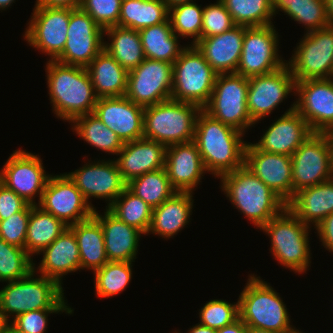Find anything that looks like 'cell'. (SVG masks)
I'll return each mask as SVG.
<instances>
[{"instance_id": "6da1fadb", "label": "cell", "mask_w": 333, "mask_h": 333, "mask_svg": "<svg viewBox=\"0 0 333 333\" xmlns=\"http://www.w3.org/2000/svg\"><path fill=\"white\" fill-rule=\"evenodd\" d=\"M245 134L214 119L203 109L199 112L193 142L198 147L205 170L218 179L244 166Z\"/></svg>"}, {"instance_id": "7a4b0ae2", "label": "cell", "mask_w": 333, "mask_h": 333, "mask_svg": "<svg viewBox=\"0 0 333 333\" xmlns=\"http://www.w3.org/2000/svg\"><path fill=\"white\" fill-rule=\"evenodd\" d=\"M45 69L52 111L58 119L71 123L94 112L98 98L87 68L49 60Z\"/></svg>"}, {"instance_id": "3957f363", "label": "cell", "mask_w": 333, "mask_h": 333, "mask_svg": "<svg viewBox=\"0 0 333 333\" xmlns=\"http://www.w3.org/2000/svg\"><path fill=\"white\" fill-rule=\"evenodd\" d=\"M222 192L233 207L261 229L287 204L245 165L220 177Z\"/></svg>"}, {"instance_id": "277c9868", "label": "cell", "mask_w": 333, "mask_h": 333, "mask_svg": "<svg viewBox=\"0 0 333 333\" xmlns=\"http://www.w3.org/2000/svg\"><path fill=\"white\" fill-rule=\"evenodd\" d=\"M6 283L0 289V310L9 320L32 310H74L65 300L63 287L51 278L36 276L34 270Z\"/></svg>"}, {"instance_id": "5b68a950", "label": "cell", "mask_w": 333, "mask_h": 333, "mask_svg": "<svg viewBox=\"0 0 333 333\" xmlns=\"http://www.w3.org/2000/svg\"><path fill=\"white\" fill-rule=\"evenodd\" d=\"M248 277L238 297L239 318L244 324L277 333H296L298 329L290 324V314L280 294L260 276Z\"/></svg>"}, {"instance_id": "8992f818", "label": "cell", "mask_w": 333, "mask_h": 333, "mask_svg": "<svg viewBox=\"0 0 333 333\" xmlns=\"http://www.w3.org/2000/svg\"><path fill=\"white\" fill-rule=\"evenodd\" d=\"M310 228L286 206L260 230L271 239L270 252L278 263L304 274L311 263Z\"/></svg>"}, {"instance_id": "52a82bcc", "label": "cell", "mask_w": 333, "mask_h": 333, "mask_svg": "<svg viewBox=\"0 0 333 333\" xmlns=\"http://www.w3.org/2000/svg\"><path fill=\"white\" fill-rule=\"evenodd\" d=\"M202 109L191 103L167 100L144 108V138L165 147L194 140L196 119Z\"/></svg>"}, {"instance_id": "ba28073f", "label": "cell", "mask_w": 333, "mask_h": 333, "mask_svg": "<svg viewBox=\"0 0 333 333\" xmlns=\"http://www.w3.org/2000/svg\"><path fill=\"white\" fill-rule=\"evenodd\" d=\"M188 45L173 63L171 99L203 109L210 100L217 73L195 45Z\"/></svg>"}, {"instance_id": "9c48e42d", "label": "cell", "mask_w": 333, "mask_h": 333, "mask_svg": "<svg viewBox=\"0 0 333 333\" xmlns=\"http://www.w3.org/2000/svg\"><path fill=\"white\" fill-rule=\"evenodd\" d=\"M248 78L236 73L217 74L210 100L203 110L243 133L253 127L247 109Z\"/></svg>"}, {"instance_id": "30bf717a", "label": "cell", "mask_w": 333, "mask_h": 333, "mask_svg": "<svg viewBox=\"0 0 333 333\" xmlns=\"http://www.w3.org/2000/svg\"><path fill=\"white\" fill-rule=\"evenodd\" d=\"M286 63L295 82L333 78V25L304 33Z\"/></svg>"}, {"instance_id": "8fae6325", "label": "cell", "mask_w": 333, "mask_h": 333, "mask_svg": "<svg viewBox=\"0 0 333 333\" xmlns=\"http://www.w3.org/2000/svg\"><path fill=\"white\" fill-rule=\"evenodd\" d=\"M278 34L274 24L245 27L236 74L249 78L268 74L283 67L287 60L279 56Z\"/></svg>"}, {"instance_id": "7c38bea8", "label": "cell", "mask_w": 333, "mask_h": 333, "mask_svg": "<svg viewBox=\"0 0 333 333\" xmlns=\"http://www.w3.org/2000/svg\"><path fill=\"white\" fill-rule=\"evenodd\" d=\"M67 37L61 64L86 68L104 49V30L81 7L70 9Z\"/></svg>"}, {"instance_id": "4fadbf2b", "label": "cell", "mask_w": 333, "mask_h": 333, "mask_svg": "<svg viewBox=\"0 0 333 333\" xmlns=\"http://www.w3.org/2000/svg\"><path fill=\"white\" fill-rule=\"evenodd\" d=\"M3 166L0 170V182L28 204L38 205L51 176L46 174L40 156L18 149ZM36 197H39L38 202Z\"/></svg>"}, {"instance_id": "5bb4252c", "label": "cell", "mask_w": 333, "mask_h": 333, "mask_svg": "<svg viewBox=\"0 0 333 333\" xmlns=\"http://www.w3.org/2000/svg\"><path fill=\"white\" fill-rule=\"evenodd\" d=\"M173 64L145 59L128 72L126 97L148 107L171 99Z\"/></svg>"}, {"instance_id": "9a60e30c", "label": "cell", "mask_w": 333, "mask_h": 333, "mask_svg": "<svg viewBox=\"0 0 333 333\" xmlns=\"http://www.w3.org/2000/svg\"><path fill=\"white\" fill-rule=\"evenodd\" d=\"M30 19L24 41L48 55V60H55L63 52L68 38L70 8L35 6Z\"/></svg>"}, {"instance_id": "2e32d148", "label": "cell", "mask_w": 333, "mask_h": 333, "mask_svg": "<svg viewBox=\"0 0 333 333\" xmlns=\"http://www.w3.org/2000/svg\"><path fill=\"white\" fill-rule=\"evenodd\" d=\"M293 197L300 189L333 178L325 133L313 132L291 155Z\"/></svg>"}, {"instance_id": "e0dca14e", "label": "cell", "mask_w": 333, "mask_h": 333, "mask_svg": "<svg viewBox=\"0 0 333 333\" xmlns=\"http://www.w3.org/2000/svg\"><path fill=\"white\" fill-rule=\"evenodd\" d=\"M247 109L257 124L278 108L289 93H295V80L288 64L278 70L248 78Z\"/></svg>"}, {"instance_id": "ac0fdd59", "label": "cell", "mask_w": 333, "mask_h": 333, "mask_svg": "<svg viewBox=\"0 0 333 333\" xmlns=\"http://www.w3.org/2000/svg\"><path fill=\"white\" fill-rule=\"evenodd\" d=\"M38 206L67 226L91 218L94 212L66 173L49 177Z\"/></svg>"}, {"instance_id": "d6986e66", "label": "cell", "mask_w": 333, "mask_h": 333, "mask_svg": "<svg viewBox=\"0 0 333 333\" xmlns=\"http://www.w3.org/2000/svg\"><path fill=\"white\" fill-rule=\"evenodd\" d=\"M75 186L80 190L88 204L95 210L89 199H105L108 208L127 188L115 159L87 162L73 172H66Z\"/></svg>"}, {"instance_id": "ffe728a7", "label": "cell", "mask_w": 333, "mask_h": 333, "mask_svg": "<svg viewBox=\"0 0 333 333\" xmlns=\"http://www.w3.org/2000/svg\"><path fill=\"white\" fill-rule=\"evenodd\" d=\"M295 110L313 132L333 129V78L295 82Z\"/></svg>"}, {"instance_id": "44dd1931", "label": "cell", "mask_w": 333, "mask_h": 333, "mask_svg": "<svg viewBox=\"0 0 333 333\" xmlns=\"http://www.w3.org/2000/svg\"><path fill=\"white\" fill-rule=\"evenodd\" d=\"M244 165L286 204L293 199L291 156L258 150L248 142Z\"/></svg>"}, {"instance_id": "7402d4cb", "label": "cell", "mask_w": 333, "mask_h": 333, "mask_svg": "<svg viewBox=\"0 0 333 333\" xmlns=\"http://www.w3.org/2000/svg\"><path fill=\"white\" fill-rule=\"evenodd\" d=\"M93 113L123 143L144 138V107L126 96L98 98Z\"/></svg>"}, {"instance_id": "603a6c76", "label": "cell", "mask_w": 333, "mask_h": 333, "mask_svg": "<svg viewBox=\"0 0 333 333\" xmlns=\"http://www.w3.org/2000/svg\"><path fill=\"white\" fill-rule=\"evenodd\" d=\"M312 133L293 103L253 145L258 150L291 156Z\"/></svg>"}, {"instance_id": "cb8c5ba5", "label": "cell", "mask_w": 333, "mask_h": 333, "mask_svg": "<svg viewBox=\"0 0 333 333\" xmlns=\"http://www.w3.org/2000/svg\"><path fill=\"white\" fill-rule=\"evenodd\" d=\"M165 169L172 187L177 192L194 193L207 173L198 147L193 141L166 147Z\"/></svg>"}, {"instance_id": "d4e9b609", "label": "cell", "mask_w": 333, "mask_h": 333, "mask_svg": "<svg viewBox=\"0 0 333 333\" xmlns=\"http://www.w3.org/2000/svg\"><path fill=\"white\" fill-rule=\"evenodd\" d=\"M165 152L163 144L141 138L124 143L115 161L122 178L129 183L147 172L165 168Z\"/></svg>"}, {"instance_id": "484cf974", "label": "cell", "mask_w": 333, "mask_h": 333, "mask_svg": "<svg viewBox=\"0 0 333 333\" xmlns=\"http://www.w3.org/2000/svg\"><path fill=\"white\" fill-rule=\"evenodd\" d=\"M40 254L43 257L37 268L33 263L34 272L57 281L61 286L64 275L81 269L79 247L76 237L69 227Z\"/></svg>"}, {"instance_id": "4316f807", "label": "cell", "mask_w": 333, "mask_h": 333, "mask_svg": "<svg viewBox=\"0 0 333 333\" xmlns=\"http://www.w3.org/2000/svg\"><path fill=\"white\" fill-rule=\"evenodd\" d=\"M245 26L201 38L195 46L217 74L236 73L243 48Z\"/></svg>"}, {"instance_id": "83f0119b", "label": "cell", "mask_w": 333, "mask_h": 333, "mask_svg": "<svg viewBox=\"0 0 333 333\" xmlns=\"http://www.w3.org/2000/svg\"><path fill=\"white\" fill-rule=\"evenodd\" d=\"M94 210L93 217L101 224L108 261L135 262L141 234L140 230L119 220L107 208L100 215Z\"/></svg>"}, {"instance_id": "f1b7e54d", "label": "cell", "mask_w": 333, "mask_h": 333, "mask_svg": "<svg viewBox=\"0 0 333 333\" xmlns=\"http://www.w3.org/2000/svg\"><path fill=\"white\" fill-rule=\"evenodd\" d=\"M193 193L176 192L160 206L153 209L147 234L173 238L190 222L193 208Z\"/></svg>"}, {"instance_id": "f546056e", "label": "cell", "mask_w": 333, "mask_h": 333, "mask_svg": "<svg viewBox=\"0 0 333 333\" xmlns=\"http://www.w3.org/2000/svg\"><path fill=\"white\" fill-rule=\"evenodd\" d=\"M287 207L298 219L314 228L333 213V178L320 184L300 189Z\"/></svg>"}, {"instance_id": "4dcf8cb0", "label": "cell", "mask_w": 333, "mask_h": 333, "mask_svg": "<svg viewBox=\"0 0 333 333\" xmlns=\"http://www.w3.org/2000/svg\"><path fill=\"white\" fill-rule=\"evenodd\" d=\"M86 68L97 98L126 95L128 71L105 49Z\"/></svg>"}, {"instance_id": "1f68e13d", "label": "cell", "mask_w": 333, "mask_h": 333, "mask_svg": "<svg viewBox=\"0 0 333 333\" xmlns=\"http://www.w3.org/2000/svg\"><path fill=\"white\" fill-rule=\"evenodd\" d=\"M68 227L73 231L77 240L81 269H89L94 272L102 268L108 262V258L101 224L92 216Z\"/></svg>"}, {"instance_id": "d6a6232c", "label": "cell", "mask_w": 333, "mask_h": 333, "mask_svg": "<svg viewBox=\"0 0 333 333\" xmlns=\"http://www.w3.org/2000/svg\"><path fill=\"white\" fill-rule=\"evenodd\" d=\"M111 43L104 42V49L128 72L139 66L145 59L138 30L120 26L104 30Z\"/></svg>"}, {"instance_id": "836d02e7", "label": "cell", "mask_w": 333, "mask_h": 333, "mask_svg": "<svg viewBox=\"0 0 333 333\" xmlns=\"http://www.w3.org/2000/svg\"><path fill=\"white\" fill-rule=\"evenodd\" d=\"M139 35L147 59L173 64L185 48L178 43L179 37L173 33L169 19L161 24L140 29Z\"/></svg>"}, {"instance_id": "e575fe53", "label": "cell", "mask_w": 333, "mask_h": 333, "mask_svg": "<svg viewBox=\"0 0 333 333\" xmlns=\"http://www.w3.org/2000/svg\"><path fill=\"white\" fill-rule=\"evenodd\" d=\"M68 226L38 205H31L25 251L33 258L48 247Z\"/></svg>"}, {"instance_id": "d590c367", "label": "cell", "mask_w": 333, "mask_h": 333, "mask_svg": "<svg viewBox=\"0 0 333 333\" xmlns=\"http://www.w3.org/2000/svg\"><path fill=\"white\" fill-rule=\"evenodd\" d=\"M168 19L169 9L164 0H124L120 9L119 26L139 31Z\"/></svg>"}, {"instance_id": "8d00e7d4", "label": "cell", "mask_w": 333, "mask_h": 333, "mask_svg": "<svg viewBox=\"0 0 333 333\" xmlns=\"http://www.w3.org/2000/svg\"><path fill=\"white\" fill-rule=\"evenodd\" d=\"M272 11L273 16L281 11L304 25L305 33L330 26L325 0H272Z\"/></svg>"}, {"instance_id": "74e56055", "label": "cell", "mask_w": 333, "mask_h": 333, "mask_svg": "<svg viewBox=\"0 0 333 333\" xmlns=\"http://www.w3.org/2000/svg\"><path fill=\"white\" fill-rule=\"evenodd\" d=\"M71 125V130L80 139L82 138L95 149L105 153L117 155L124 145L117 134L108 128L94 113L75 118Z\"/></svg>"}, {"instance_id": "f35d334b", "label": "cell", "mask_w": 333, "mask_h": 333, "mask_svg": "<svg viewBox=\"0 0 333 333\" xmlns=\"http://www.w3.org/2000/svg\"><path fill=\"white\" fill-rule=\"evenodd\" d=\"M127 188L153 209L177 192L172 187L165 168L132 179L127 183Z\"/></svg>"}, {"instance_id": "ab89813d", "label": "cell", "mask_w": 333, "mask_h": 333, "mask_svg": "<svg viewBox=\"0 0 333 333\" xmlns=\"http://www.w3.org/2000/svg\"><path fill=\"white\" fill-rule=\"evenodd\" d=\"M107 209L119 220L147 234L153 208L128 188Z\"/></svg>"}, {"instance_id": "60d3db41", "label": "cell", "mask_w": 333, "mask_h": 333, "mask_svg": "<svg viewBox=\"0 0 333 333\" xmlns=\"http://www.w3.org/2000/svg\"><path fill=\"white\" fill-rule=\"evenodd\" d=\"M132 262L108 261L93 272L97 297L109 298L125 290L132 278Z\"/></svg>"}, {"instance_id": "b9f144b4", "label": "cell", "mask_w": 333, "mask_h": 333, "mask_svg": "<svg viewBox=\"0 0 333 333\" xmlns=\"http://www.w3.org/2000/svg\"><path fill=\"white\" fill-rule=\"evenodd\" d=\"M235 25L257 27L273 24L272 0H221Z\"/></svg>"}, {"instance_id": "7bdbcfd3", "label": "cell", "mask_w": 333, "mask_h": 333, "mask_svg": "<svg viewBox=\"0 0 333 333\" xmlns=\"http://www.w3.org/2000/svg\"><path fill=\"white\" fill-rule=\"evenodd\" d=\"M204 7L196 2L177 5L169 9V20L173 33L180 38H193L191 45L201 39L202 15Z\"/></svg>"}, {"instance_id": "ee69618b", "label": "cell", "mask_w": 333, "mask_h": 333, "mask_svg": "<svg viewBox=\"0 0 333 333\" xmlns=\"http://www.w3.org/2000/svg\"><path fill=\"white\" fill-rule=\"evenodd\" d=\"M33 270V259L23 248L0 238V282L26 277Z\"/></svg>"}, {"instance_id": "f6af8a7d", "label": "cell", "mask_w": 333, "mask_h": 333, "mask_svg": "<svg viewBox=\"0 0 333 333\" xmlns=\"http://www.w3.org/2000/svg\"><path fill=\"white\" fill-rule=\"evenodd\" d=\"M201 325L218 330L239 319V301L229 303L226 300L213 299L199 309Z\"/></svg>"}, {"instance_id": "bcb514c9", "label": "cell", "mask_w": 333, "mask_h": 333, "mask_svg": "<svg viewBox=\"0 0 333 333\" xmlns=\"http://www.w3.org/2000/svg\"><path fill=\"white\" fill-rule=\"evenodd\" d=\"M235 25L231 14L224 3L217 0L216 3L205 5L202 15L201 38L222 34L231 30Z\"/></svg>"}, {"instance_id": "7dc6e473", "label": "cell", "mask_w": 333, "mask_h": 333, "mask_svg": "<svg viewBox=\"0 0 333 333\" xmlns=\"http://www.w3.org/2000/svg\"><path fill=\"white\" fill-rule=\"evenodd\" d=\"M122 0H83L81 8L103 29L119 26Z\"/></svg>"}, {"instance_id": "c3c4849f", "label": "cell", "mask_w": 333, "mask_h": 333, "mask_svg": "<svg viewBox=\"0 0 333 333\" xmlns=\"http://www.w3.org/2000/svg\"><path fill=\"white\" fill-rule=\"evenodd\" d=\"M30 211L31 204H27L21 211L12 214L6 220H0V238L8 244L25 249Z\"/></svg>"}, {"instance_id": "681fc988", "label": "cell", "mask_w": 333, "mask_h": 333, "mask_svg": "<svg viewBox=\"0 0 333 333\" xmlns=\"http://www.w3.org/2000/svg\"><path fill=\"white\" fill-rule=\"evenodd\" d=\"M60 312L71 315L74 310H32L19 314L10 322L25 333H46L49 314Z\"/></svg>"}, {"instance_id": "f907efd6", "label": "cell", "mask_w": 333, "mask_h": 333, "mask_svg": "<svg viewBox=\"0 0 333 333\" xmlns=\"http://www.w3.org/2000/svg\"><path fill=\"white\" fill-rule=\"evenodd\" d=\"M28 203L0 182V220L21 211Z\"/></svg>"}, {"instance_id": "816d5d0a", "label": "cell", "mask_w": 333, "mask_h": 333, "mask_svg": "<svg viewBox=\"0 0 333 333\" xmlns=\"http://www.w3.org/2000/svg\"><path fill=\"white\" fill-rule=\"evenodd\" d=\"M315 229L322 246L333 253V213L325 217Z\"/></svg>"}, {"instance_id": "f5cc1de1", "label": "cell", "mask_w": 333, "mask_h": 333, "mask_svg": "<svg viewBox=\"0 0 333 333\" xmlns=\"http://www.w3.org/2000/svg\"><path fill=\"white\" fill-rule=\"evenodd\" d=\"M83 0H36L35 6L57 8H80Z\"/></svg>"}, {"instance_id": "db71d44e", "label": "cell", "mask_w": 333, "mask_h": 333, "mask_svg": "<svg viewBox=\"0 0 333 333\" xmlns=\"http://www.w3.org/2000/svg\"><path fill=\"white\" fill-rule=\"evenodd\" d=\"M217 333H247V326L239 318L234 323L217 330Z\"/></svg>"}, {"instance_id": "11a10c76", "label": "cell", "mask_w": 333, "mask_h": 333, "mask_svg": "<svg viewBox=\"0 0 333 333\" xmlns=\"http://www.w3.org/2000/svg\"><path fill=\"white\" fill-rule=\"evenodd\" d=\"M187 333H217V330L197 323L195 326L193 325L192 328L190 327Z\"/></svg>"}, {"instance_id": "9f6ffc18", "label": "cell", "mask_w": 333, "mask_h": 333, "mask_svg": "<svg viewBox=\"0 0 333 333\" xmlns=\"http://www.w3.org/2000/svg\"><path fill=\"white\" fill-rule=\"evenodd\" d=\"M327 140H328V144H329V151H330V168H331V172L333 175V129H330L326 132H324Z\"/></svg>"}, {"instance_id": "6f0895ef", "label": "cell", "mask_w": 333, "mask_h": 333, "mask_svg": "<svg viewBox=\"0 0 333 333\" xmlns=\"http://www.w3.org/2000/svg\"><path fill=\"white\" fill-rule=\"evenodd\" d=\"M326 14L330 25H333V0H325Z\"/></svg>"}, {"instance_id": "680465c9", "label": "cell", "mask_w": 333, "mask_h": 333, "mask_svg": "<svg viewBox=\"0 0 333 333\" xmlns=\"http://www.w3.org/2000/svg\"><path fill=\"white\" fill-rule=\"evenodd\" d=\"M164 2L166 3L168 9H170L177 5L190 3V2H194V1L193 0H164Z\"/></svg>"}, {"instance_id": "91938a15", "label": "cell", "mask_w": 333, "mask_h": 333, "mask_svg": "<svg viewBox=\"0 0 333 333\" xmlns=\"http://www.w3.org/2000/svg\"><path fill=\"white\" fill-rule=\"evenodd\" d=\"M9 323L10 320L0 310V333H4V330Z\"/></svg>"}, {"instance_id": "94428289", "label": "cell", "mask_w": 333, "mask_h": 333, "mask_svg": "<svg viewBox=\"0 0 333 333\" xmlns=\"http://www.w3.org/2000/svg\"><path fill=\"white\" fill-rule=\"evenodd\" d=\"M4 333H25L22 330L18 329L14 324L11 322L6 326Z\"/></svg>"}, {"instance_id": "6125c7cd", "label": "cell", "mask_w": 333, "mask_h": 333, "mask_svg": "<svg viewBox=\"0 0 333 333\" xmlns=\"http://www.w3.org/2000/svg\"><path fill=\"white\" fill-rule=\"evenodd\" d=\"M247 333H277V332H272L268 331L265 329H260V328H255L252 326H247Z\"/></svg>"}, {"instance_id": "be15d7a7", "label": "cell", "mask_w": 333, "mask_h": 333, "mask_svg": "<svg viewBox=\"0 0 333 333\" xmlns=\"http://www.w3.org/2000/svg\"><path fill=\"white\" fill-rule=\"evenodd\" d=\"M13 3H15V0H0V11L9 8Z\"/></svg>"}]
</instances>
